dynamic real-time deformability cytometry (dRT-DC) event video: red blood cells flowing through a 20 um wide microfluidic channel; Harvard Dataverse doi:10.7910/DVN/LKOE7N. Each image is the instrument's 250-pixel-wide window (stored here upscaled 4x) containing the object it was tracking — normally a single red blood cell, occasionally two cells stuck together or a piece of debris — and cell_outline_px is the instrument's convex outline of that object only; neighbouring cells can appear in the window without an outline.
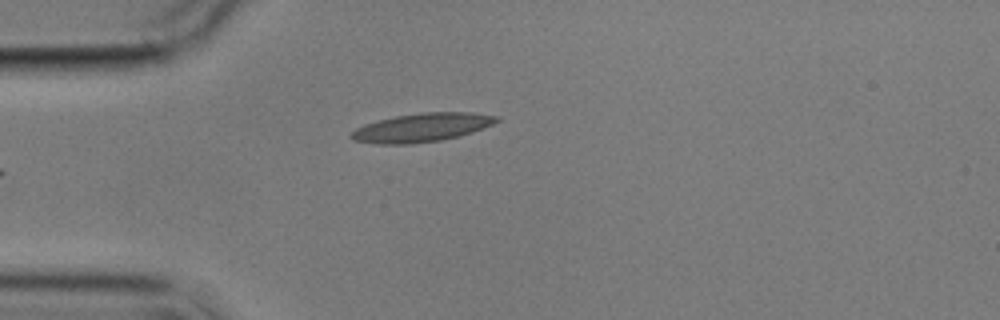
{"species": "common noctule bat (a hibernating species)", "species_latin": "Nyctalus noctula", "temperature_condition": "cold", "stored_images_in_passage": 7, "camera_frame_rate_fps": 3000, "um_per_image_px": 0.085, "animal": {"sex": "male", "body_mass_g": 17.9}, "frame": {"image": 1, "passage_image": 1, "time_ms": 0.0, "image_size_px": [1000, 320], "cell_outline_px": [[500, 120], [492, 124], [472, 132], [460, 136], [440, 140], [408, 144], [376, 144], [352, 140], [348, 136], [356, 128], [364, 124], [396, 116], [424, 112], [472, 112], [500, 116]], "centroid_in_image_um": [35.85, 10.84], "position_along_channel_um": 49.1, "area_um2": 24.22}}
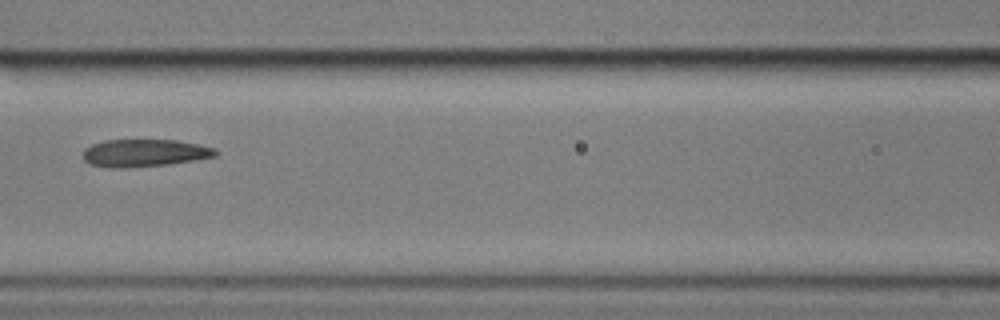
{"frame": {"image": 2, "passage_image": 4, "time_ms": 3.333, "image_size_px": [1000, 320], "cell_outline_px": [[220, 152], [216, 156], [196, 160], [168, 164], [124, 168], [108, 168], [88, 164], [84, 160], [84, 148], [92, 144], [104, 140], [176, 140], [200, 144], [216, 148]], "centroid_in_image_um": [12.3, 13.0], "position_along_channel_um": 154.3, "area_um2": 21.5}}
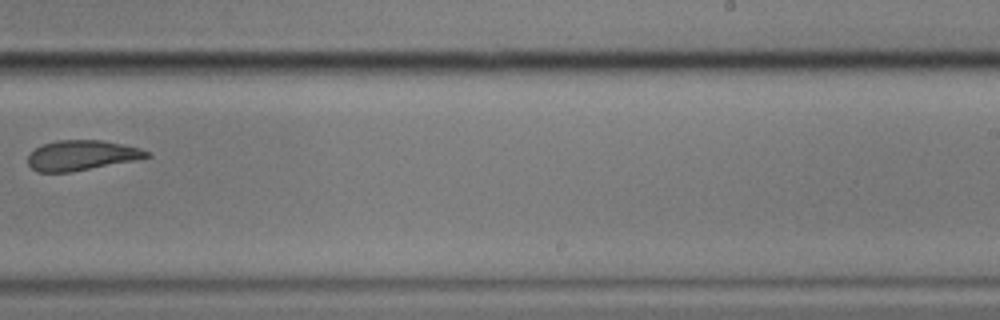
{"frame": {"image": 3, "passage_image": 7, "time_ms": 7.0, "image_size_px": [1000, 320], "cell_outline_px": [[152, 156], [136, 160], [72, 172], [36, 172], [28, 164], [28, 156], [40, 144], [56, 140], [104, 140], [124, 144], [140, 148], [148, 152]], "centroid_in_image_um": [6.94, 13.2], "position_along_channel_um": 282.1, "area_um2": 20.98}}